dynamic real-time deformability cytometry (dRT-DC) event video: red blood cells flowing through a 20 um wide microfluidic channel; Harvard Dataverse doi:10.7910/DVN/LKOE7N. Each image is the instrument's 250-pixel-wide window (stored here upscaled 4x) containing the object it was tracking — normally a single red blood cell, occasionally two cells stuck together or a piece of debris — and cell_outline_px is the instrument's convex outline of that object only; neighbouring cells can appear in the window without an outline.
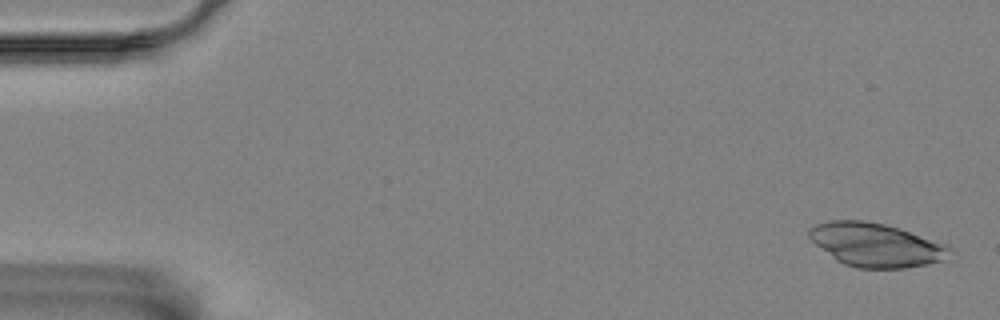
{"species": "Egyptian fruit bat (a non-hibernating species)", "species_latin": "Rousettus aegyptiacus", "temperature_condition": "room temperature", "stored_images_in_passage": 8, "camera_frame_rate_fps": 3000, "um_per_image_px": 0.085, "animal": {"sex": "female"}, "frame": {"image": 1, "passage_image": 1, "time_ms": 0.0, "image_size_px": [1000, 320], "cell_outline_px": [[952, 248], [948, 260], [928, 264], [904, 268], [856, 268], [844, 264], [836, 260], [816, 244], [808, 236], [808, 228], [816, 224], [832, 220], [864, 220], [884, 224], [948, 244]], "centroid_in_image_um": [74.49, 20.82], "position_along_channel_um": 10.5, "area_um2": 35.78}}